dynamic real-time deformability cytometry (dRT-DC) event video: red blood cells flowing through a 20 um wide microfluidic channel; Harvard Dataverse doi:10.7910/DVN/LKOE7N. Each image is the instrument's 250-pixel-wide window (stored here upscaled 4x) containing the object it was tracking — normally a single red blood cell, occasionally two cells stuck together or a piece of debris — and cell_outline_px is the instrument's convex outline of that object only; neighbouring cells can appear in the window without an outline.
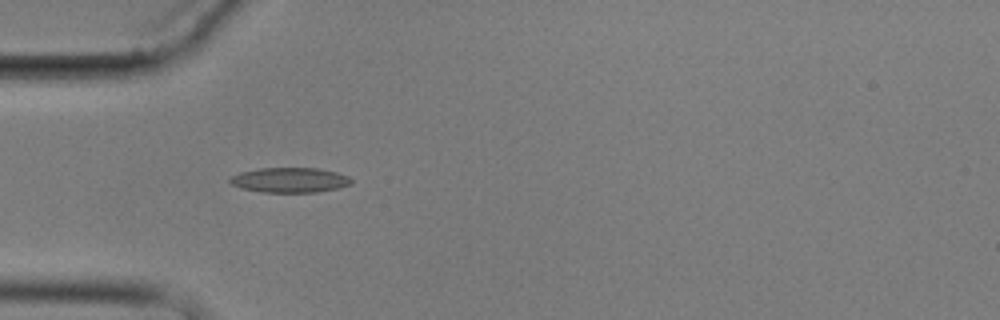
{"species": "common noctule bat (a hibernating species)", "species_latin": "Nyctalus noctula", "temperature_condition": "cold", "stored_images_in_passage": 3, "camera_frame_rate_fps": 3000, "um_per_image_px": 0.085, "animal": {"sex": "male", "body_mass_g": 17.9}, "frame": {"image": 1, "passage_image": 1, "time_ms": 0.0, "image_size_px": [1000, 320], "cell_outline_px": [[352, 184], [336, 188], [316, 192], [260, 192], [240, 188], [232, 184], [228, 180], [232, 176], [240, 172], [256, 168], [316, 168], [336, 172], [348, 176], [352, 180]], "centroid_in_image_um": [24.6, 15.3], "position_along_channel_um": 60.4, "area_um2": 17.63}}
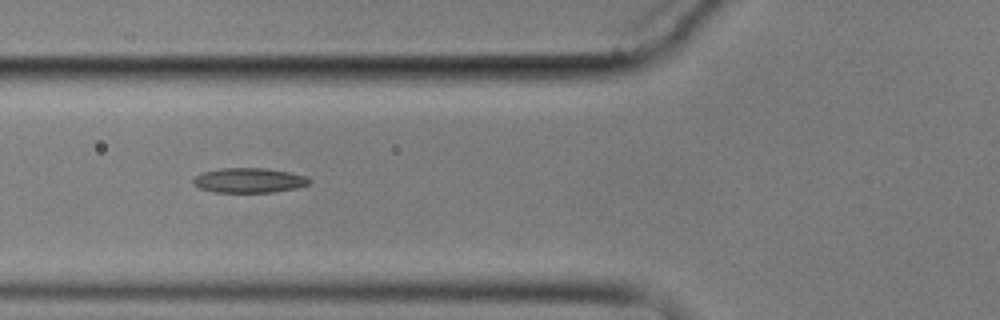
{"frame": {"image": 2, "passage_image": 2, "time_ms": 1.333, "image_size_px": [1000, 320], "cell_outline_px": [[312, 180], [308, 184], [296, 188], [272, 192], [216, 192], [200, 188], [192, 184], [192, 180], [196, 176], [204, 172], [220, 168], [264, 168], [288, 172], [308, 176]], "centroid_in_image_um": [21.18, 15.33], "position_along_channel_um": 104.6, "area_um2": 16.7}}
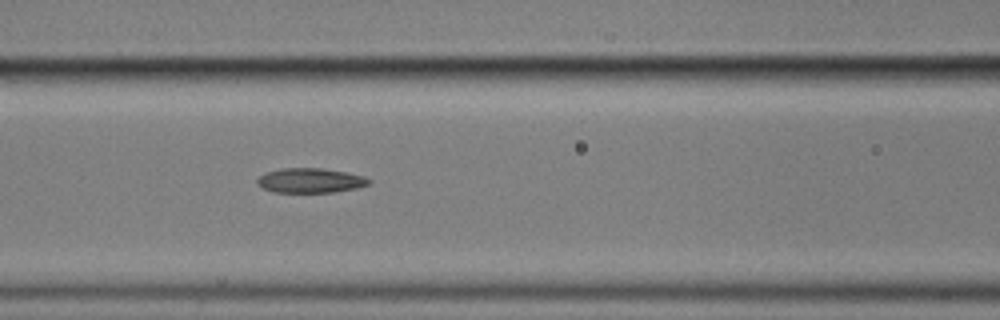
{"frame": {"image": 3, "passage_image": 3, "time_ms": 2.333, "image_size_px": [1000, 320], "cell_outline_px": [[372, 180], [368, 184], [356, 188], [332, 192], [272, 192], [256, 184], [256, 180], [264, 172], [280, 168], [320, 168], [348, 172], [364, 176]], "centroid_in_image_um": [26.35, 15.33], "position_along_channel_um": 140.2, "area_um2": 16.13}}